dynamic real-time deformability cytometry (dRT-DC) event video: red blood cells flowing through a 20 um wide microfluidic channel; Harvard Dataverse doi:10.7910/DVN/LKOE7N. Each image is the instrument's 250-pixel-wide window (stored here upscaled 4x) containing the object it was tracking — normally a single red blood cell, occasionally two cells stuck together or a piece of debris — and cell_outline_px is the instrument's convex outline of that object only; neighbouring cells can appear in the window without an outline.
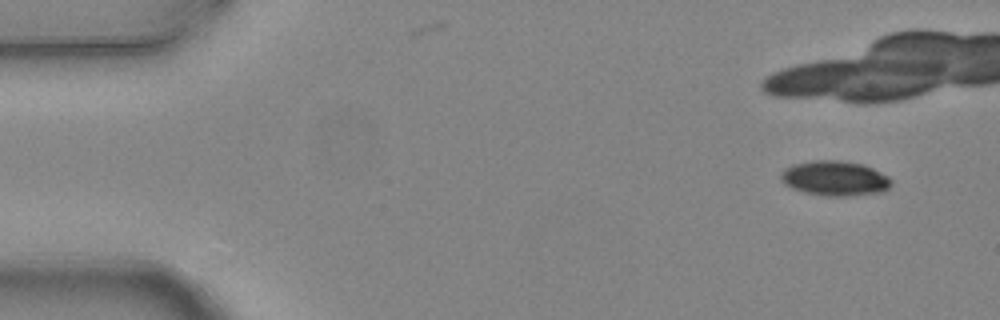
{"species": "common noctule bat (a hibernating species)", "species_latin": "Nyctalus noctula", "temperature_condition": "warm", "stored_images_in_passage": 7, "camera_frame_rate_fps": 3000, "um_per_image_px": 0.085, "animal": {"sex": "female", "body_mass_g": 24.6, "forearm_length_mm": 56.2}, "frame": {"image": 1, "passage_image": 1, "time_ms": 0.0, "image_size_px": [1000, 320], "cell_outline_px": [[892, 184], [888, 188], [880, 192], [848, 196], [828, 196], [804, 192], [792, 188], [784, 184], [780, 180], [780, 172], [784, 168], [792, 164], [812, 160], [836, 160], [864, 164], [888, 176], [892, 180]], "centroid_in_image_um": [70.93, 15.15], "position_along_channel_um": 14.1, "area_um2": 22.6}}